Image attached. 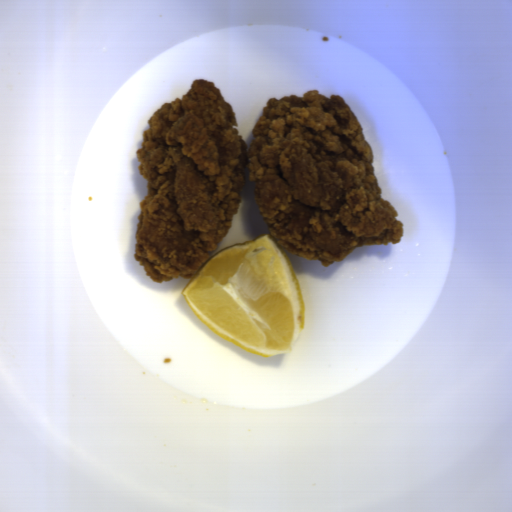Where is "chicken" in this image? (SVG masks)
Wrapping results in <instances>:
<instances>
[{
    "label": "chicken",
    "instance_id": "1",
    "mask_svg": "<svg viewBox=\"0 0 512 512\" xmlns=\"http://www.w3.org/2000/svg\"><path fill=\"white\" fill-rule=\"evenodd\" d=\"M262 110L248 146L220 88L194 79L147 120L135 152L147 195L133 257L150 280L197 274L234 224L246 169L270 235L292 255L329 267L360 246L400 244L403 224L341 95L313 89Z\"/></svg>",
    "mask_w": 512,
    "mask_h": 512
}]
</instances>
